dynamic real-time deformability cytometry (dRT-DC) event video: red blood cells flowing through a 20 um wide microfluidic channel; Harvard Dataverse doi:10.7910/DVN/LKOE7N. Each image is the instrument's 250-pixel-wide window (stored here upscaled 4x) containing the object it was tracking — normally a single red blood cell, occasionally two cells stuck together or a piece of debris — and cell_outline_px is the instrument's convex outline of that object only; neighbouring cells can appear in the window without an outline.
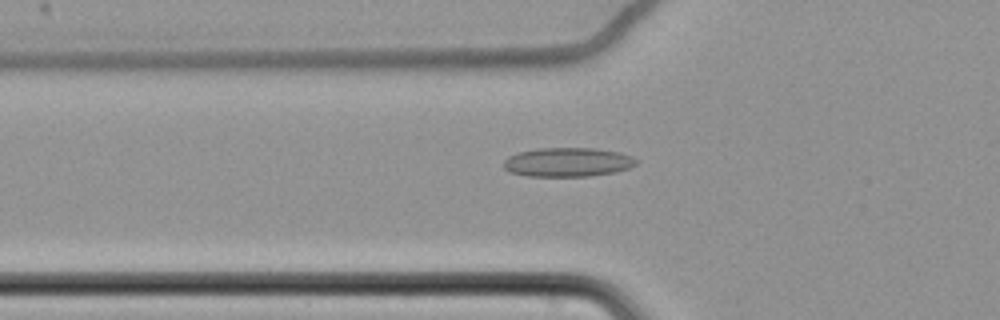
{"species": "common noctule bat (a hibernating species)", "species_latin": "Nyctalus noctula", "temperature_condition": "cold", "stored_images_in_passage": 62, "camera_frame_rate_fps": 3000, "um_per_image_px": 0.085, "animal": {"sex": "female", "body_mass_g": 22.7, "forearm_length_mm": 54.2}, "frame": {"image": 1, "passage_image": 24, "time_ms": 7.667, "image_size_px": [1000, 320], "cell_outline_px": [[640, 160], [636, 164], [628, 168], [616, 172], [588, 176], [528, 176], [508, 172], [504, 168], [504, 160], [508, 156], [516, 152], [536, 148], [596, 148], [620, 152], [632, 156]], "centroid_in_image_um": [48.25, 13.77], "position_along_channel_um": 77.5, "area_um2": 22.77}}
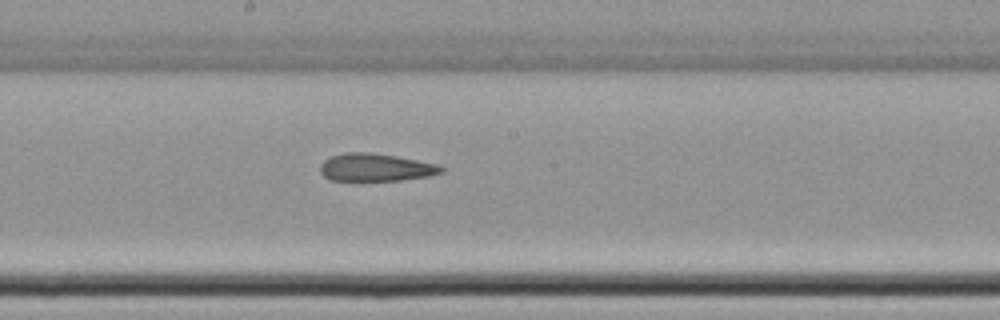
{"frame": {"image": 2, "passage_image": 36, "time_ms": 11.667, "image_size_px": [1000, 320], "cell_outline_px": [[444, 172], [428, 176], [400, 180], [328, 180], [320, 172], [320, 164], [324, 160], [332, 156], [344, 152], [368, 152], [396, 156], [436, 164], [444, 168]], "centroid_in_image_um": [31.9, 14.23], "position_along_channel_um": 216.3, "area_um2": 19.42}}
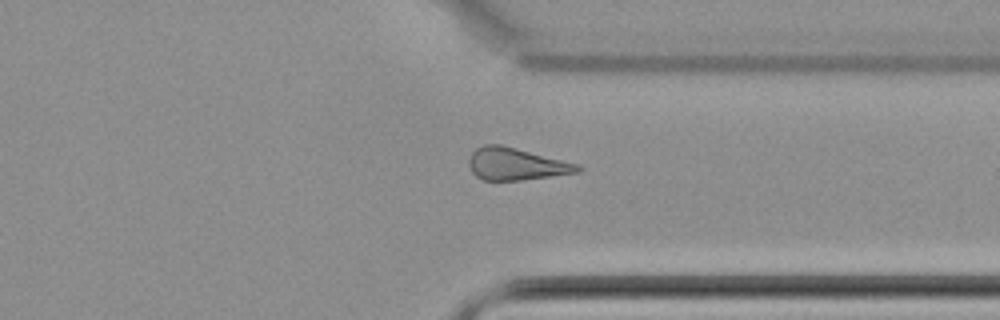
{"frame": {"image": 3, "passage_image": 49, "time_ms": 16.0, "image_size_px": [1000, 320], "cell_outline_px": [[584, 168], [580, 172], [552, 176], [520, 180], [484, 180], [476, 176], [472, 172], [468, 164], [468, 160], [472, 152], [476, 148], [484, 144], [500, 144], [580, 164]], "centroid_in_image_um": [43.88, 13.94], "position_along_channel_um": 367.5, "area_um2": 20.52}, "authors_computed_cell_mechanics": {"area_um2": 21.7328, "velocity_mm_per_s": 3.4772, "shape_relaxation_time_tau1_ms": null, "shape_relaxation_time_tau2_ms": 4.8626, "deformation_change_tau1": null, "deformation_change_tau2": 0.1494}}